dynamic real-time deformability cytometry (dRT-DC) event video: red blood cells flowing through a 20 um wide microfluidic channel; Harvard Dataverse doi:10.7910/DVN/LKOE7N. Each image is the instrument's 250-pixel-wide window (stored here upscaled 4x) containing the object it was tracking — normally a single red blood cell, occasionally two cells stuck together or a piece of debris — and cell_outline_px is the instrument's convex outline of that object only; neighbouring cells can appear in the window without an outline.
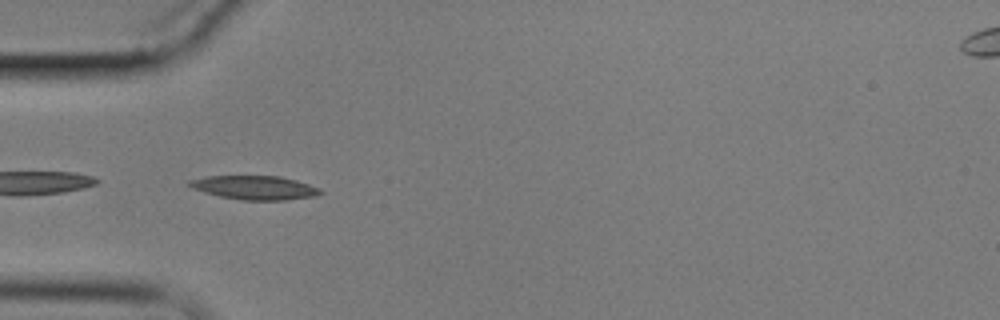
{"species": "common noctule bat (a hibernating species)", "species_latin": "Nyctalus noctula", "temperature_condition": "cold", "stored_images_in_passage": 41, "camera_frame_rate_fps": 3000, "um_per_image_px": 0.085, "animal": {"sex": "male", "body_mass_g": 17.9}, "frame": {"image": 1, "passage_image": 1, "time_ms": 0.0, "image_size_px": [1000, 320], "cell_outline_px": [[324, 192], [316, 196], [284, 200], [240, 200], [220, 196], [204, 192], [188, 184], [188, 180], [208, 176], [280, 176], [296, 180], [320, 188]], "centroid_in_image_um": [21.7, 15.95], "position_along_channel_um": 63.3, "area_um2": 18.09}}
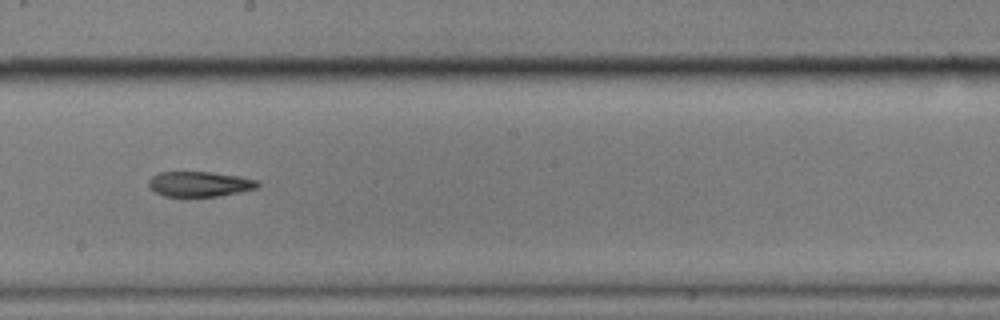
{"frame": {"image": 2, "passage_image": 16, "time_ms": 5.0, "image_size_px": [1000, 320], "cell_outline_px": [[260, 184], [256, 188], [240, 192], [220, 196], [164, 196], [156, 192], [148, 184], [148, 180], [152, 176], [160, 172], [212, 172], [240, 176], [256, 180]], "centroid_in_image_um": [16.98, 15.64], "position_along_channel_um": 231.2, "area_um2": 15.9}}
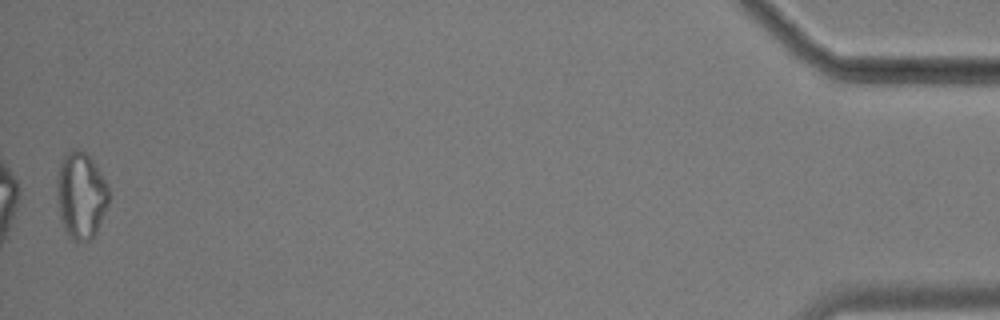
{"frame": {"image": 3, "passage_image": 41, "time_ms": 13.333, "image_size_px": [1000, 320], "cell_outline_px": [[108, 204], [96, 232], [88, 240], [76, 240], [64, 228], [60, 220], [56, 188], [56, 176], [64, 152], [76, 148], [80, 148], [92, 160], [104, 180], [108, 188]], "centroid_in_image_um": [6.84, 16.54], "position_along_channel_um": 428.4, "area_um2": 25.84}}